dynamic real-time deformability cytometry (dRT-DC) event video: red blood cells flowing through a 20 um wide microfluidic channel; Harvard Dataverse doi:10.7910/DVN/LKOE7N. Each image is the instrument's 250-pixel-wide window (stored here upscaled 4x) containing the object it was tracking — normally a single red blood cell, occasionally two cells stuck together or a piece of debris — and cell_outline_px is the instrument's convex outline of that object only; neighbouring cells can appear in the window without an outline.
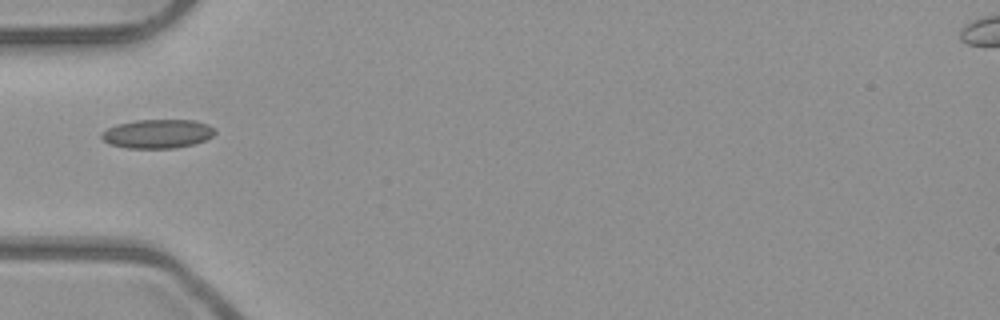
{"species": "common noctule bat (a hibernating species)", "species_latin": "Nyctalus noctula", "temperature_condition": "room temperature", "stored_images_in_passage": 2, "camera_frame_rate_fps": 3000, "um_per_image_px": 0.085, "animal": {"sex": "male", "body_mass_g": 23.1, "forearm_length_mm": 52.7}, "frame": {"image": 1, "passage_image": 1, "time_ms": 0.0, "image_size_px": [1000, 320], "cell_outline_px": [[216, 132], [212, 136], [204, 140], [192, 144], [172, 148], [128, 148], [108, 144], [100, 136], [108, 128], [116, 124], [136, 120], [196, 120], [208, 124], [216, 128]], "centroid_in_image_um": [13.4, 11.36], "position_along_channel_um": 71.6, "area_um2": 19.07}}
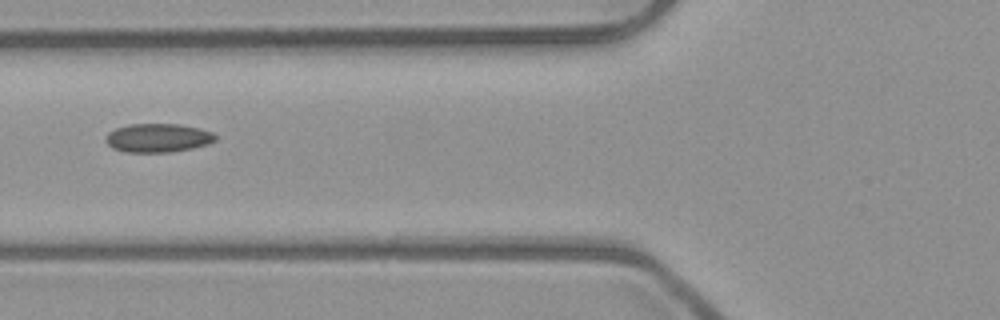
{"frame": {"image": 2, "passage_image": 2, "time_ms": 0.333, "image_size_px": [1000, 320], "cell_outline_px": [[216, 140], [208, 144], [192, 148], [168, 152], [128, 152], [112, 148], [104, 140], [108, 132], [116, 128], [128, 124], [180, 124], [200, 128], [212, 132], [216, 136]], "centroid_in_image_um": [13.42, 11.71], "position_along_channel_um": 112.4, "area_um2": 18.38}}